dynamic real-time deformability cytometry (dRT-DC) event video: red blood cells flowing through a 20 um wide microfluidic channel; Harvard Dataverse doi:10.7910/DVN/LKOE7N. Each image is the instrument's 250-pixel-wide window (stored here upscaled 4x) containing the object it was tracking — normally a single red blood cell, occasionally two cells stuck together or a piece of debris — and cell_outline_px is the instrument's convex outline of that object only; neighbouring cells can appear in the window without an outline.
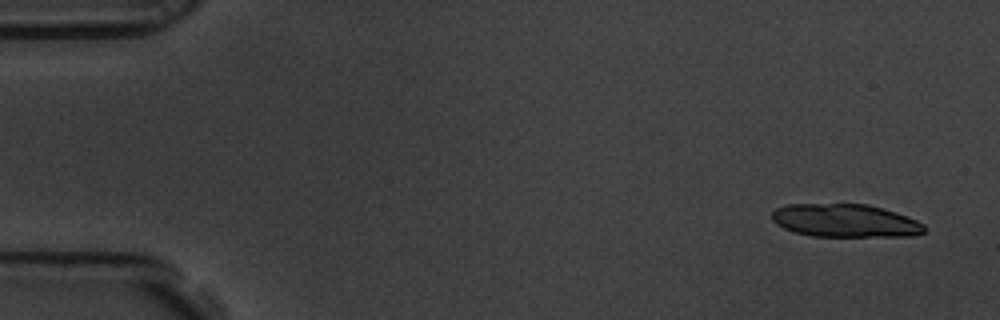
{"species": "common noctule bat (a hibernating species)", "species_latin": "Nyctalus noctula", "temperature_condition": "room temperature", "stored_images_in_passage": 10, "camera_frame_rate_fps": 3000, "um_per_image_px": 0.085, "animal": {"sex": "male", "body_mass_g": 19.5, "forearm_length_mm": 54.6}, "frame": {"image": 1, "passage_image": 1, "time_ms": 0.0, "image_size_px": [1000, 320], "cell_outline_px": [[928, 228], [924, 232], [912, 236], [812, 236], [796, 232], [784, 228], [776, 224], [772, 220], [772, 212], [776, 208], [788, 204], [868, 204], [896, 212], [916, 220], [924, 224]], "centroid_in_image_um": [71.86, 18.75], "position_along_channel_um": 13.1, "area_um2": 29.42}}
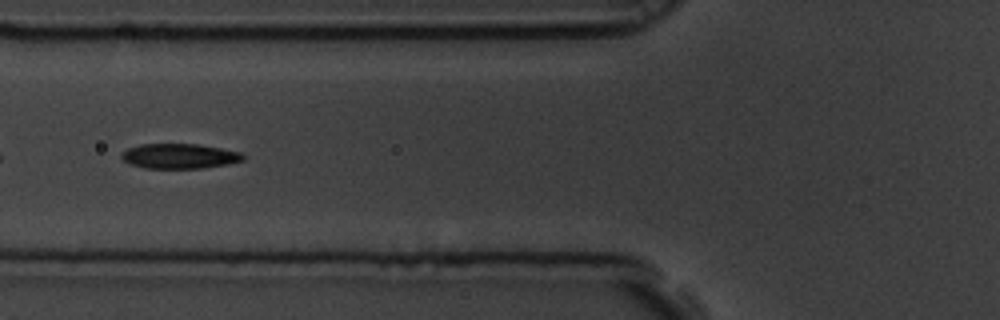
{"frame": {"image": 2, "passage_image": 6, "time_ms": 1.667, "image_size_px": [1000, 320], "cell_outline_px": [[244, 160], [228, 164], [204, 168], [144, 168], [132, 164], [124, 160], [120, 156], [128, 148], [140, 144], [196, 144], [244, 152]], "centroid_in_image_um": [15.3, 13.27], "position_along_channel_um": 110.5, "area_um2": 17.63}}
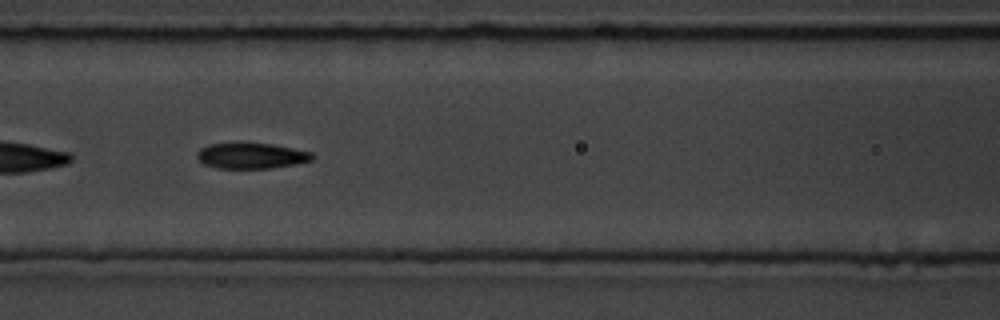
{"frame": {"image": 3, "passage_image": 7, "time_ms": 2.0, "image_size_px": [1000, 320], "cell_outline_px": [[316, 156], [312, 160], [296, 164], [272, 168], [216, 168], [204, 164], [196, 156], [196, 152], [200, 148], [208, 144], [240, 140], [272, 144], [312, 152]], "centroid_in_image_um": [21.33, 13.19], "position_along_channel_um": 145.3, "area_um2": 18.03}}